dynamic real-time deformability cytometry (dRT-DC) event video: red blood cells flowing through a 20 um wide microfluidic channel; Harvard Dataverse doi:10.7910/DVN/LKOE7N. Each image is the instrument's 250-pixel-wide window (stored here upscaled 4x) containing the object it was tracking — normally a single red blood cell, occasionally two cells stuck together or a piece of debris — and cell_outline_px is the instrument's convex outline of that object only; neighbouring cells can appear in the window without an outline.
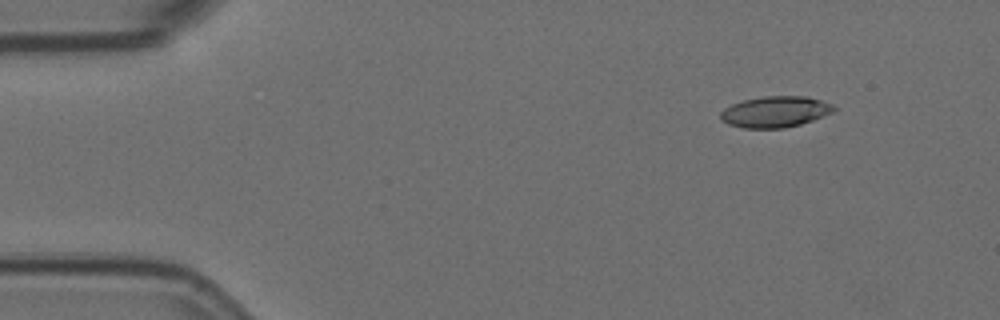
{"species": "Egyptian fruit bat (a non-hibernating species)", "species_latin": "Rousettus aegyptiacus", "temperature_condition": "room temperature", "stored_images_in_passage": 5, "camera_frame_rate_fps": 3000, "um_per_image_px": 0.085, "animal": {"sex": "female"}, "frame": {"image": 1, "passage_image": 2, "time_ms": 0.333, "image_size_px": [1000, 320], "cell_outline_px": [[836, 108], [832, 112], [812, 120], [800, 124], [784, 128], [744, 128], [728, 124], [720, 120], [720, 112], [724, 108], [732, 104], [744, 100], [764, 96], [804, 96], [820, 100], [832, 104]], "centroid_in_image_um": [65.85, 9.5], "position_along_channel_um": 19.1, "area_um2": 20.4}}
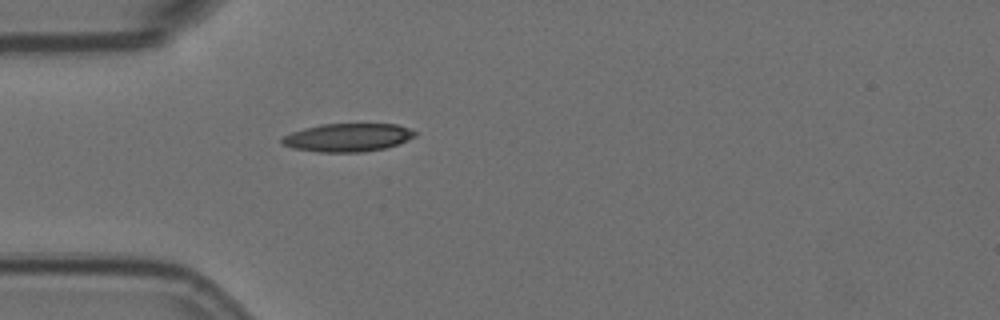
{"frame": {"image": 2, "passage_image": 5, "time_ms": 1.333, "image_size_px": [1000, 320], "cell_outline_px": [[416, 136], [396, 144], [384, 148], [364, 152], [320, 152], [292, 148], [284, 144], [280, 140], [284, 136], [292, 132], [304, 128], [320, 124], [396, 124], [408, 128], [416, 132]], "centroid_in_image_um": [29.54, 11.68], "position_along_channel_um": 55.5, "area_um2": 21.68}}